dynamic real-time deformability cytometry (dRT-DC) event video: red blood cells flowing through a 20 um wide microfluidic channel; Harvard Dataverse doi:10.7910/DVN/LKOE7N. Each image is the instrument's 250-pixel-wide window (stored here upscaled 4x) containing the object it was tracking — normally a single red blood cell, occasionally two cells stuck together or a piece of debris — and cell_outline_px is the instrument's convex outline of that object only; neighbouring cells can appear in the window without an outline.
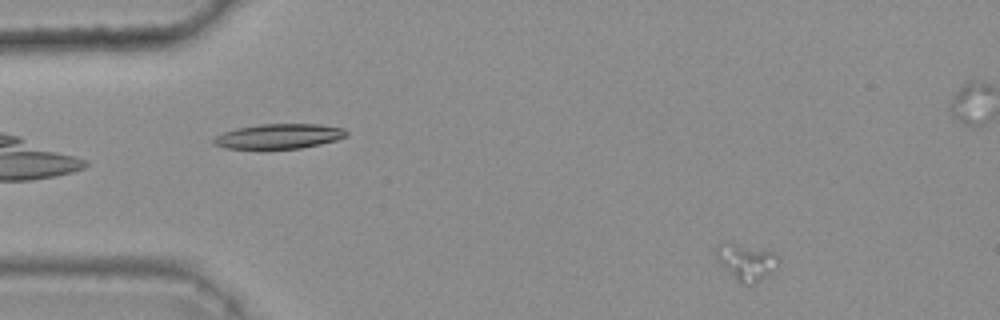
{"species": "common noctule bat (a hibernating species)", "species_latin": "Nyctalus noctula", "temperature_condition": "warm", "stored_images_in_passage": 41, "camera_frame_rate_fps": 3000, "um_per_image_px": 0.085, "animal": {"sex": "female", "body_mass_g": 25.1}, "frame": {"image": 1, "passage_image": 3, "time_ms": 0.667, "image_size_px": [1000, 320], "cell_outline_px": [[780, 260], [764, 276], [752, 284], [740, 284], [720, 264], [716, 256], [716, 244], [732, 244], [764, 248], [776, 252]], "centroid_in_image_um": [63.42, 22.24], "position_along_channel_um": 21.6, "area_um2": 12.83}}